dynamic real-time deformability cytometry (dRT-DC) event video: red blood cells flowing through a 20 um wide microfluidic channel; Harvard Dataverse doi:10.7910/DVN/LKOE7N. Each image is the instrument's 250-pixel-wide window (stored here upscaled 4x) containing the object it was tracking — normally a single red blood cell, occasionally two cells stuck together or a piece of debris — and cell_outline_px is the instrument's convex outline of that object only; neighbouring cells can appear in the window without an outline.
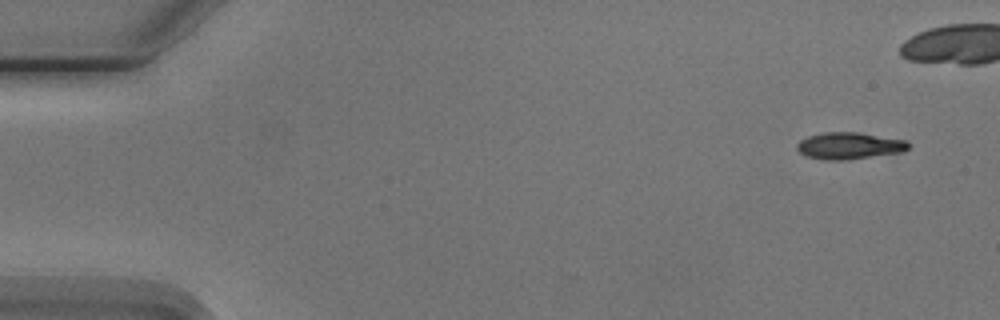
{"species": "Egyptian fruit bat (a non-hibernating species)", "species_latin": "Rousettus aegyptiacus", "temperature_condition": "cold", "stored_images_in_passage": 5, "camera_frame_rate_fps": 3000, "um_per_image_px": 0.085, "animal": {"sex": "male"}, "frame": {"image": 1, "passage_image": 1, "time_ms": 0.0, "image_size_px": [1000, 320], "cell_outline_px": [[912, 144], [904, 152], [840, 160], [828, 160], [804, 156], [796, 148], [796, 144], [800, 140], [808, 136], [824, 132], [860, 132], [908, 140]], "centroid_in_image_um": [72.22, 12.37], "position_along_channel_um": 12.8, "area_um2": 17.57}}